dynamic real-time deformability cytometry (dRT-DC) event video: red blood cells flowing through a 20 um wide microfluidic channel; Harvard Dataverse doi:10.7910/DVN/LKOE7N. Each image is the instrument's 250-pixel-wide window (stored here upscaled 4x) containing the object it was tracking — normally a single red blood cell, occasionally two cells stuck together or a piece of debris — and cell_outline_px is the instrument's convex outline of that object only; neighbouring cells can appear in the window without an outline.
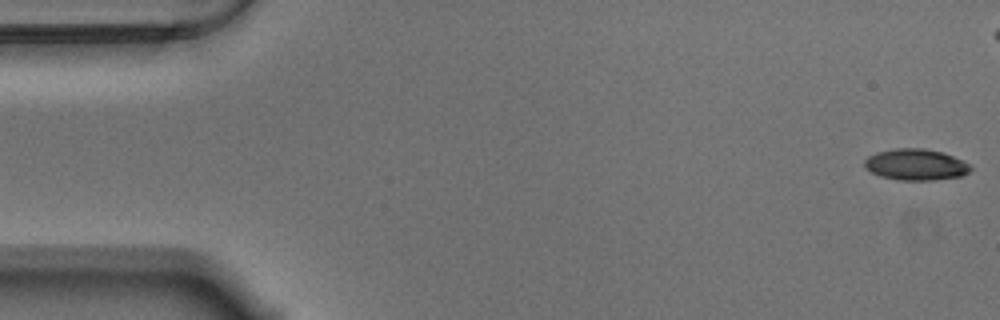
{"species": "Egyptian fruit bat (a non-hibernating species)", "species_latin": "Rousettus aegyptiacus", "temperature_condition": "warm", "stored_images_in_passage": 49, "camera_frame_rate_fps": 3000, "um_per_image_px": 0.085, "animal": {"sex": "male"}, "frame": {"image": 1, "passage_image": 1, "time_ms": 0.0, "image_size_px": [1000, 320], "cell_outline_px": [[972, 168], [968, 172], [960, 176], [932, 180], [900, 180], [880, 176], [864, 168], [864, 160], [868, 156], [876, 152], [896, 148], [924, 148], [944, 152], [964, 160]], "centroid_in_image_um": [77.83, 13.98], "position_along_channel_um": 7.2, "area_um2": 19.42}}
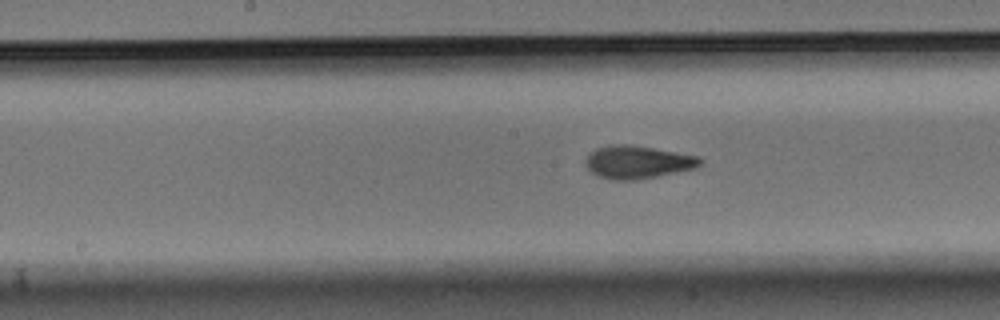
{"frame": {"image": 2, "passage_image": 28, "time_ms": 9.0, "image_size_px": [1000, 320], "cell_outline_px": [[704, 160], [696, 168], [656, 176], [632, 180], [612, 180], [596, 176], [584, 164], [584, 160], [588, 152], [596, 148], [612, 144], [628, 144], [700, 156]], "centroid_in_image_um": [54.15, 13.77], "position_along_channel_um": 194.0, "area_um2": 22.08}}
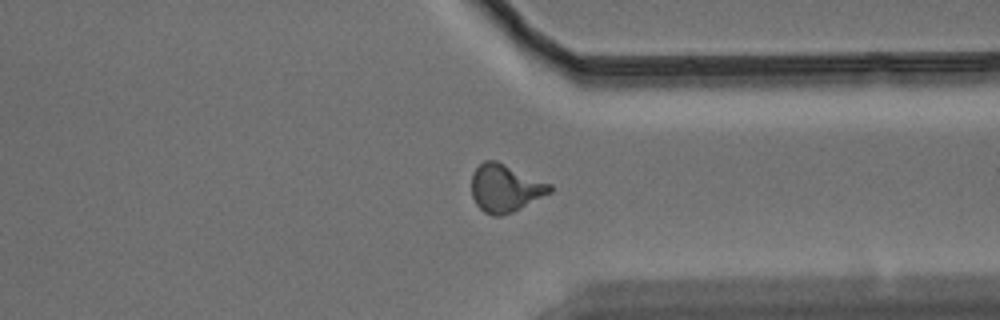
{"frame": {"image": 3, "passage_image": 43, "time_ms": 14.0, "image_size_px": [1000, 320], "cell_outline_px": [[552, 192], [512, 212], [500, 216], [492, 216], [484, 212], [476, 204], [472, 196], [472, 172], [484, 160], [496, 160], [552, 184]], "centroid_in_image_um": [42.94, 15.99], "position_along_channel_um": 368.5, "area_um2": 21.73}}